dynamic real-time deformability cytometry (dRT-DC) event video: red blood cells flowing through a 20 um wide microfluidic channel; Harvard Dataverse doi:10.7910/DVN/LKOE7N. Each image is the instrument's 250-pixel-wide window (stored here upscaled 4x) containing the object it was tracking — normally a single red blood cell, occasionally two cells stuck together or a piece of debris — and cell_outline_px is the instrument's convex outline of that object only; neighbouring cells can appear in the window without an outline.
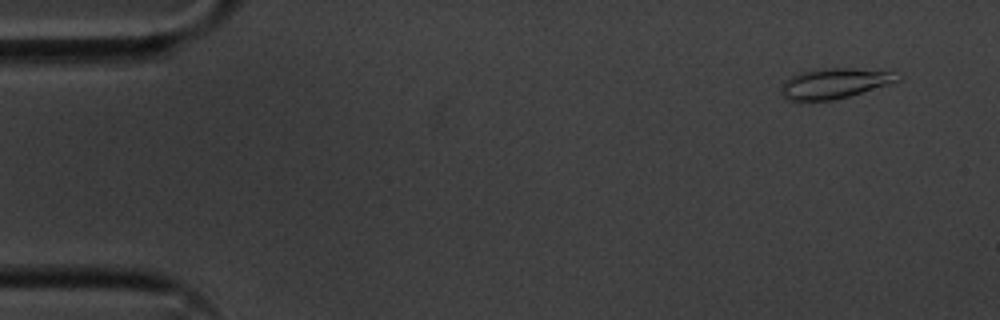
{"species": "common noctule bat (a hibernating species)", "species_latin": "Nyctalus noctula", "temperature_condition": "cold", "stored_images_in_passage": 56, "camera_frame_rate_fps": 3000, "um_per_image_px": 0.085, "animal": {"sex": "male", "body_mass_g": 20.1, "forearm_length_mm": 53.5}, "frame": {"image": 1, "passage_image": 4, "time_ms": 1.0, "image_size_px": [1000, 320], "cell_outline_px": [[904, 76], [900, 80], [888, 84], [848, 96], [832, 100], [784, 100], [780, 92], [780, 88], [784, 80], [800, 72], [828, 68], [852, 68], [892, 72]], "centroid_in_image_um": [70.89, 7.08], "position_along_channel_um": 14.1, "area_um2": 20.35}}
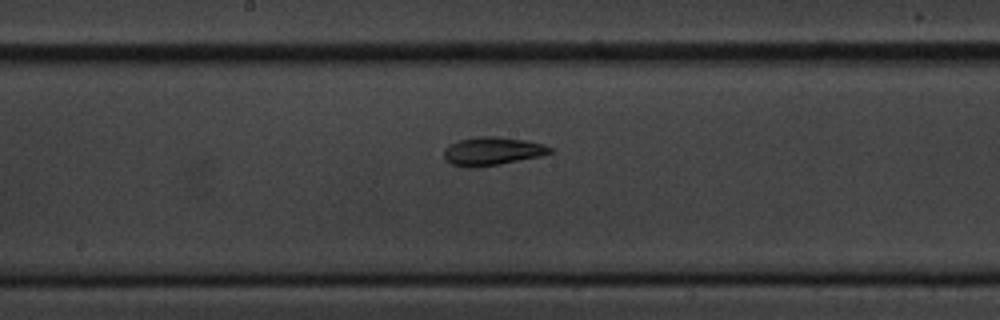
{"frame": {"image": 2, "passage_image": 29, "time_ms": 9.333, "image_size_px": [1000, 320], "cell_outline_px": [[556, 152], [544, 156], [500, 164], [468, 168], [464, 168], [452, 164], [444, 160], [444, 148], [448, 144], [460, 140], [480, 136], [496, 136], [524, 140], [544, 144], [552, 148]], "centroid_in_image_um": [41.87, 12.86], "position_along_channel_um": 206.3, "area_um2": 17.8}}
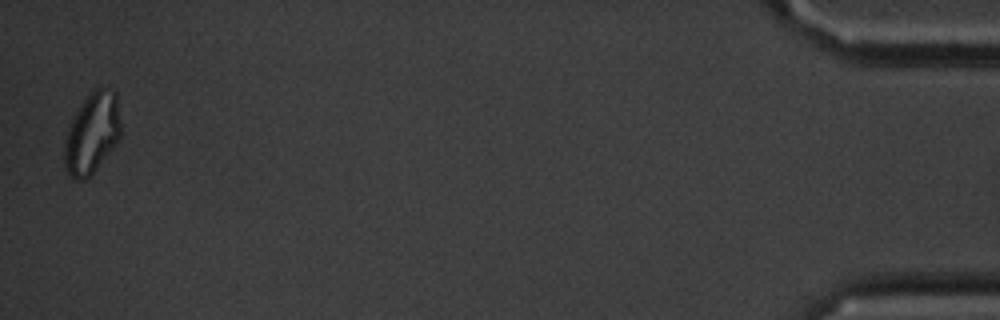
{"frame": {"image": 3, "passage_image": 55, "time_ms": 18.0, "image_size_px": [1000, 320], "cell_outline_px": [[120, 140], [92, 176], [84, 180], [72, 180], [68, 176], [64, 168], [64, 140], [72, 116], [80, 104], [92, 88], [104, 88], [116, 92], [120, 120]], "centroid_in_image_um": [7.8, 11.37], "position_along_channel_um": 427.4, "area_um2": 27.4}, "authors_computed_cell_mechanics": {"area_um2": 18.2359, "velocity_mm_per_s": 3.5847, "shape_relaxation_time_tau1_ms": 5.1162, "shape_relaxation_time_tau2_ms": 3.4003, "deformation_change_tau1": 0.1385, "deformation_change_tau2": 0.0938}}